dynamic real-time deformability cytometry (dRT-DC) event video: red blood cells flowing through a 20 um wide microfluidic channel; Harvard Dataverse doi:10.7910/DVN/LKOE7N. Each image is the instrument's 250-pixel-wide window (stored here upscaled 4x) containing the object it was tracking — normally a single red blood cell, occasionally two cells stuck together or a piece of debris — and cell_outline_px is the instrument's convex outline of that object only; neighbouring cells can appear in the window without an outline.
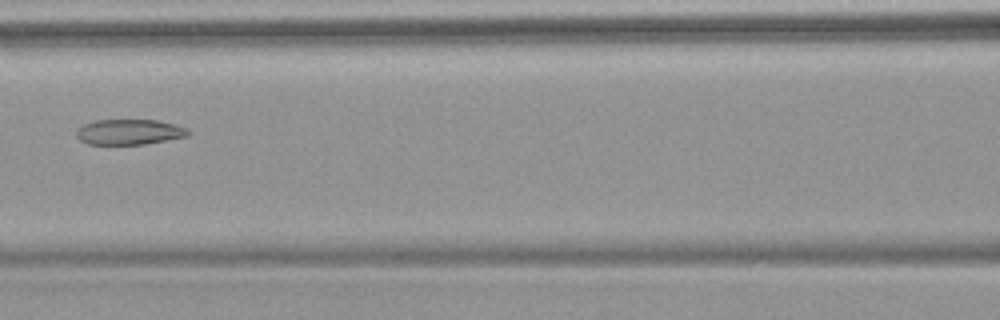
{"species": "common noctule bat (a hibernating species)", "species_latin": "Nyctalus noctula", "temperature_condition": "warm", "stored_images_in_passage": 4, "camera_frame_rate_fps": 3000, "um_per_image_px": 0.085, "animal": {"sex": "female", "body_mass_g": 18.4}, "frame": {"image": 1, "passage_image": 3, "time_ms": 2.333, "image_size_px": [1000, 320], "cell_outline_px": [[192, 132], [188, 136], [144, 144], [88, 144], [80, 140], [76, 136], [76, 128], [84, 124], [96, 120], [156, 120], [176, 124], [188, 128]], "centroid_in_image_um": [11.0, 11.21], "position_along_channel_um": 155.6, "area_um2": 16.65}}
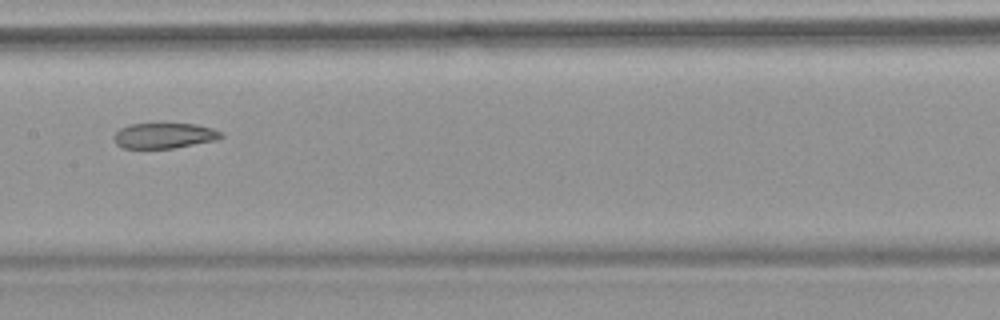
{"frame": {"image": 2, "passage_image": 4, "time_ms": 3.333, "image_size_px": [1000, 320], "cell_outline_px": [[224, 136], [216, 140], [172, 148], [124, 148], [116, 144], [112, 136], [120, 128], [132, 124], [196, 124], [212, 128], [224, 132]], "centroid_in_image_um": [13.97, 11.53], "position_along_channel_um": 193.4, "area_um2": 15.84}}